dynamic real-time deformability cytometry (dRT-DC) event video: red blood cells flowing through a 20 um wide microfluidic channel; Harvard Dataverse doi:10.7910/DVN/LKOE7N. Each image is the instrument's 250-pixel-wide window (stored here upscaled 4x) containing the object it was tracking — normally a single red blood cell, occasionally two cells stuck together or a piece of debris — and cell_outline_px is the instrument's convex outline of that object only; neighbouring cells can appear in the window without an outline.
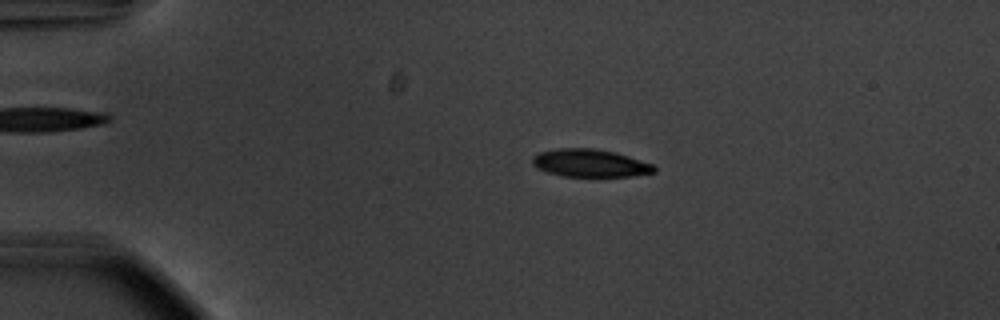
{"species": "common noctule bat (a hibernating species)", "species_latin": "Nyctalus noctula", "temperature_condition": "warm", "stored_images_in_passage": 55, "camera_frame_rate_fps": 3000, "um_per_image_px": 0.085, "animal": {"sex": "male", "body_mass_g": 20.1, "forearm_length_mm": 53.5}, "frame": {"image": 1, "passage_image": 12, "time_ms": 3.667, "image_size_px": [1000, 320], "cell_outline_px": [[656, 172], [632, 176], [560, 176], [536, 168], [532, 164], [532, 156], [540, 152], [556, 148], [592, 148], [616, 152], [656, 164]], "centroid_in_image_um": [50.18, 13.86], "position_along_channel_um": 34.8, "area_um2": 19.94}}
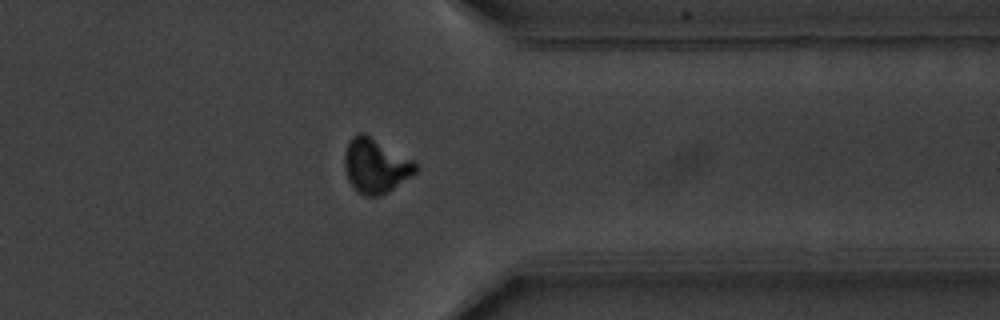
{"frame": {"image": 2, "passage_image": 44, "time_ms": 14.333, "image_size_px": [1000, 320], "cell_outline_px": [[420, 168], [412, 176], [388, 192], [380, 196], [364, 196], [348, 180], [344, 168], [344, 152], [352, 136], [356, 132], [364, 132], [412, 160]], "centroid_in_image_um": [31.92, 14.08], "position_along_channel_um": 379.5, "area_um2": 22.54}}
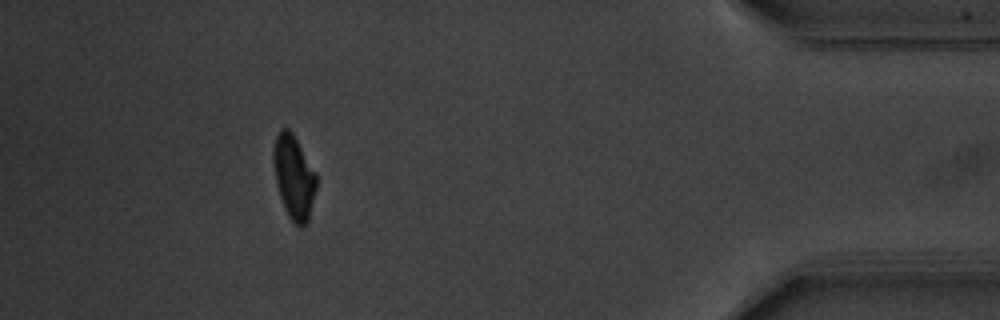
{"frame": {"image": 3, "passage_image": 50, "time_ms": 16.333, "image_size_px": [1000, 320], "cell_outline_px": [[316, 188], [308, 220], [300, 228], [288, 216], [284, 208], [276, 184], [272, 160], [272, 152], [276, 136], [280, 128], [288, 128], [292, 132], [316, 172]], "centroid_in_image_um": [24.96, 15.02], "position_along_channel_um": 410.2, "area_um2": 20.92}, "authors_computed_cell_mechanics": {"area_um2": 20.9814, "velocity_mm_per_s": 3.7402, "shape_relaxation_time_tau1_ms": 2.3128, "shape_relaxation_time_tau2_ms": 2.3093, "deformation_change_tau1": 0.1439, "deformation_change_tau2": 0.0818}}